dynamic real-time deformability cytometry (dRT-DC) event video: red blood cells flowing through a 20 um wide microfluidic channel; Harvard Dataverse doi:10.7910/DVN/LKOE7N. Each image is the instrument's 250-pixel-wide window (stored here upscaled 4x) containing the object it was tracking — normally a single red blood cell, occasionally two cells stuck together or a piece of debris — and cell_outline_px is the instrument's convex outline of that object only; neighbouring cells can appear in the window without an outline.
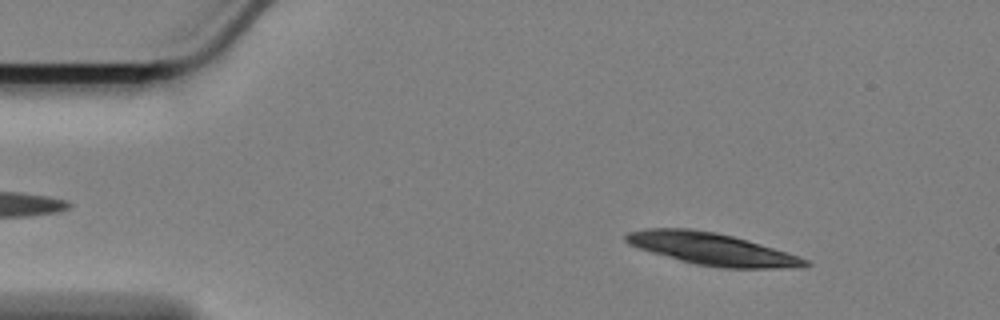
{"species": "Egyptian fruit bat (a non-hibernating species)", "species_latin": "Rousettus aegyptiacus", "temperature_condition": "cold", "stored_images_in_passage": 57, "segment_of_instrument_passage": [1, 2], "camera_frame_rate_fps": 3000, "um_per_image_px": 0.085, "animal": {"sex": "female"}, "frame": {"image": 1, "passage_image": 7, "time_ms": 2.0, "image_size_px": [1000, 320], "cell_outline_px": [[812, 264], [780, 268], [720, 268], [696, 264], [680, 260], [652, 252], [628, 244], [624, 240], [624, 236], [628, 232], [648, 228], [692, 228], [716, 232], [732, 236], [772, 248], [808, 260]], "centroid_in_image_um": [60.42, 21.15], "position_along_channel_um": 24.6, "area_um2": 32.89}}